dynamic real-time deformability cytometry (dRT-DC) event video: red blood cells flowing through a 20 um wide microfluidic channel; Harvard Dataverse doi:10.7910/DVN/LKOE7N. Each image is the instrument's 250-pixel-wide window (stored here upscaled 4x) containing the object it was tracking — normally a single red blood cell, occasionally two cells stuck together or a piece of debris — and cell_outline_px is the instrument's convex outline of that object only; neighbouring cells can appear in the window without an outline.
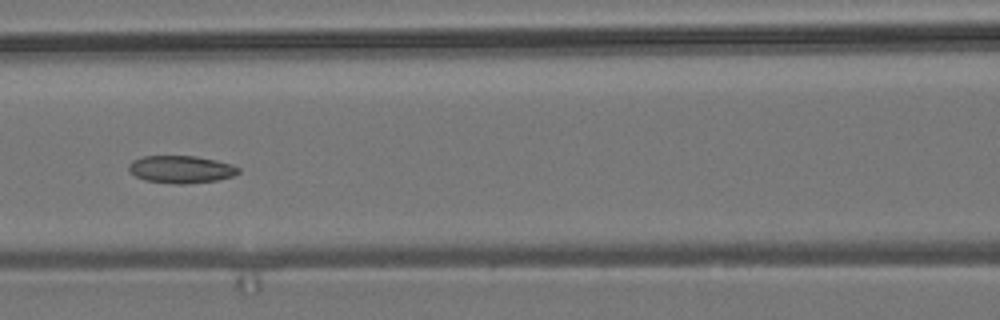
{"species": "common noctule bat (a hibernating species)", "species_latin": "Nyctalus noctula", "temperature_condition": "room temperature", "stored_images_in_passage": 8, "camera_frame_rate_fps": 3000, "um_per_image_px": 0.085, "animal": {"sex": "male", "body_mass_g": 19.2, "forearm_length_mm": 51.8}, "frame": {"image": 1, "passage_image": 7, "time_ms": 2.0, "image_size_px": [1000, 320], "cell_outline_px": [[240, 172], [232, 176], [216, 180], [184, 184], [176, 184], [144, 180], [136, 176], [128, 168], [128, 164], [132, 160], [144, 156], [196, 156], [216, 160], [232, 164], [240, 168]], "centroid_in_image_um": [15.39, 14.39], "position_along_channel_um": 151.2, "area_um2": 17.51}}
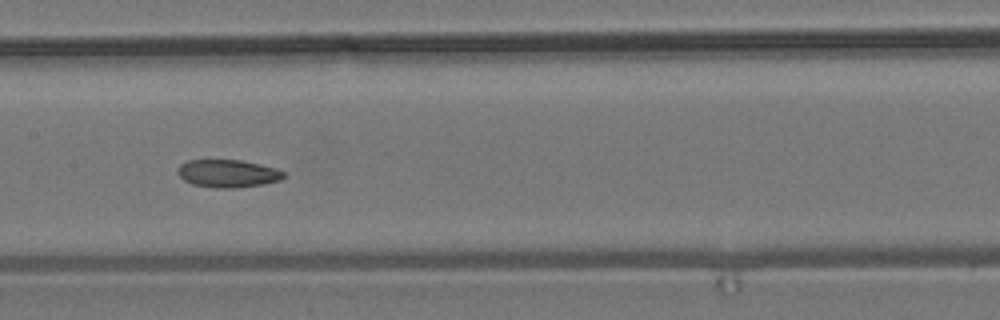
{"frame": {"image": 2, "passage_image": 8, "time_ms": 2.333, "image_size_px": [1000, 320], "cell_outline_px": [[288, 176], [280, 180], [264, 184], [236, 188], [216, 188], [192, 184], [184, 180], [176, 172], [180, 164], [188, 160], [240, 160], [260, 164], [276, 168], [284, 172]], "centroid_in_image_um": [19.38, 14.75], "position_along_channel_um": 188.0, "area_um2": 17.28}}